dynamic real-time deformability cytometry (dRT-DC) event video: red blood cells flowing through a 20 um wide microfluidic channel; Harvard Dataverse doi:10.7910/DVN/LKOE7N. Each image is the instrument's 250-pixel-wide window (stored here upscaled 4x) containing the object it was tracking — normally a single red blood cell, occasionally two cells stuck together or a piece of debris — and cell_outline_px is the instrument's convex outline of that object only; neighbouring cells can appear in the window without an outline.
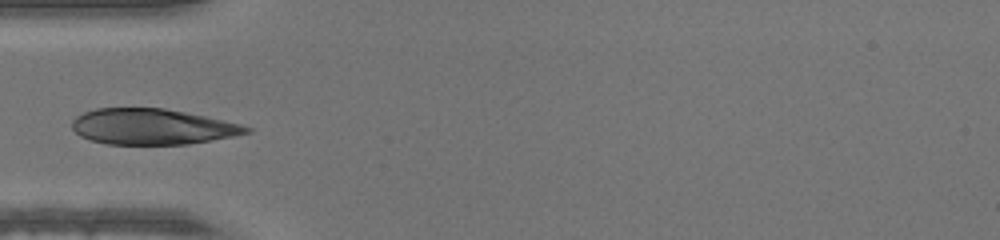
{"species": "human", "species_latin": "Homo sapiens", "temperature_condition": "warm", "stored_images_in_passage": 34, "camera_frame_rate_fps": 3000, "um_per_image_px": 0.085, "donor": {"sex": "male"}, "frame": {"image": 1, "passage_image": 1, "time_ms": 0.0, "image_size_px": [1000, 240], "cell_outline_px": [[252, 132], [212, 140], [188, 144], [108, 144], [92, 140], [80, 136], [72, 128], [72, 120], [76, 116], [84, 112], [96, 108], [164, 108], [204, 116], [240, 124], [252, 128]], "centroid_in_image_um": [12.92, 10.76], "position_along_channel_um": 72.1, "area_um2": 36.07}}
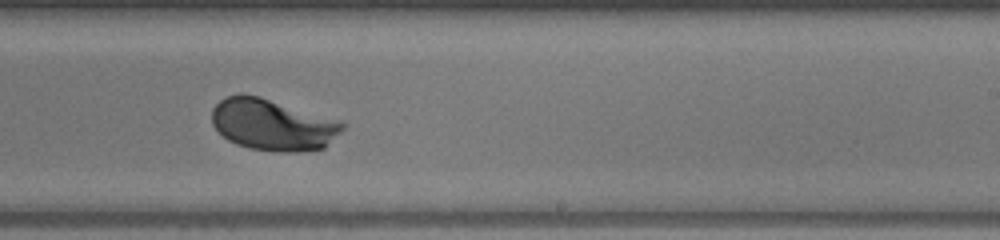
{"frame": {"image": 2, "passage_image": 15, "time_ms": 4.667, "image_size_px": [1000, 240], "cell_outline_px": [[348, 124], [324, 148], [300, 152], [276, 152], [248, 148], [236, 144], [228, 140], [212, 124], [212, 108], [224, 96], [260, 96], [344, 120]], "centroid_in_image_um": [23.25, 10.61], "position_along_channel_um": 265.8, "area_um2": 39.54}}
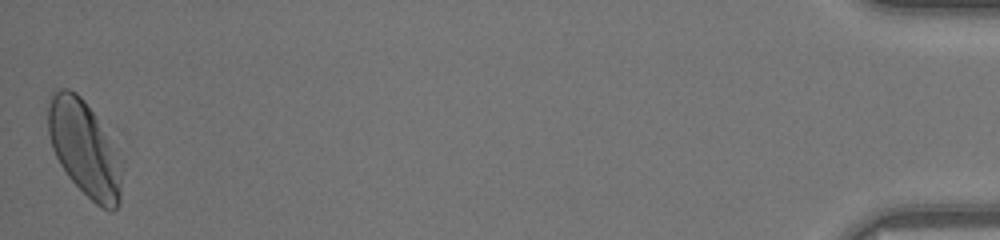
{"frame": {"image": 3, "passage_image": 34, "time_ms": 11.0, "image_size_px": [1000, 240], "cell_outline_px": [[124, 168], [120, 204], [112, 212], [108, 212], [96, 204], [68, 176], [60, 164], [52, 148], [48, 136], [48, 104], [52, 96], [60, 88], [68, 88], [76, 92], [84, 100], [120, 152], [124, 160]], "centroid_in_image_um": [7.25, 12.68], "position_along_channel_um": 428.0, "area_um2": 41.62}}